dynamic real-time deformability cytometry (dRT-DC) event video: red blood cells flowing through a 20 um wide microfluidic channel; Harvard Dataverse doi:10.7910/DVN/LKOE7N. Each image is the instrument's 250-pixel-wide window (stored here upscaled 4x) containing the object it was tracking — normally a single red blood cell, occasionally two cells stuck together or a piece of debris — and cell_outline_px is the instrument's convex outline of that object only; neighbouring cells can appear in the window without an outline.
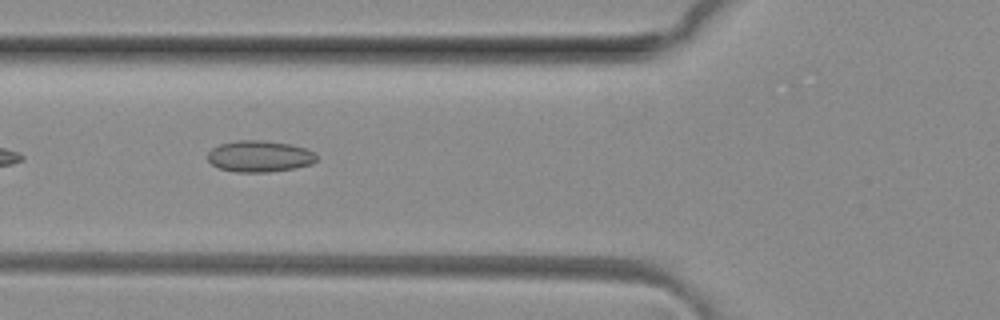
{"species": "common noctule bat (a hibernating species)", "species_latin": "Nyctalus noctula", "temperature_condition": "room temperature", "stored_images_in_passage": 8, "camera_frame_rate_fps": 3000, "um_per_image_px": 0.085, "animal": {"sex": "female", "body_mass_g": 29.2, "forearm_length_mm": 56.3}, "frame": {"image": 1, "passage_image": 6, "time_ms": 1.667, "image_size_px": [1000, 320], "cell_outline_px": [[316, 160], [312, 164], [296, 168], [268, 172], [236, 172], [220, 168], [212, 164], [208, 160], [208, 152], [212, 148], [220, 144], [236, 140], [260, 140], [288, 144], [304, 148], [316, 152]], "centroid_in_image_um": [22.06, 13.29], "position_along_channel_um": 103.7, "area_um2": 19.88}}
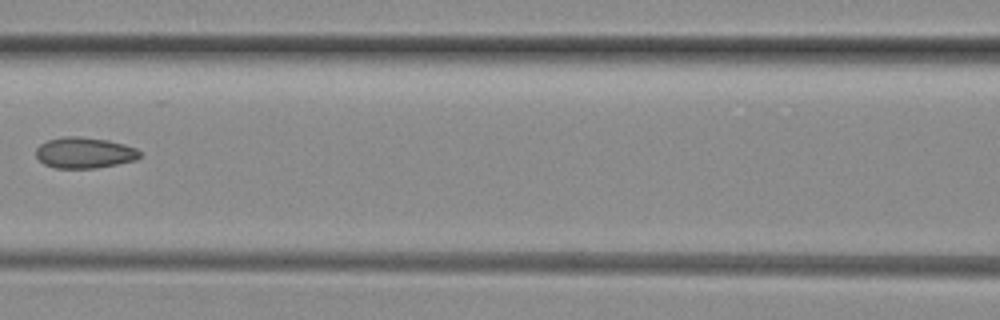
{"frame": {"image": 2, "passage_image": 7, "time_ms": 2.0, "image_size_px": [1000, 320], "cell_outline_px": [[140, 156], [136, 160], [96, 168], [56, 168], [44, 164], [36, 156], [36, 148], [40, 144], [48, 140], [64, 136], [76, 136], [108, 140], [124, 144], [136, 148], [140, 152]], "centroid_in_image_um": [7.17, 12.98], "position_along_channel_um": 159.4, "area_um2": 18.67}}
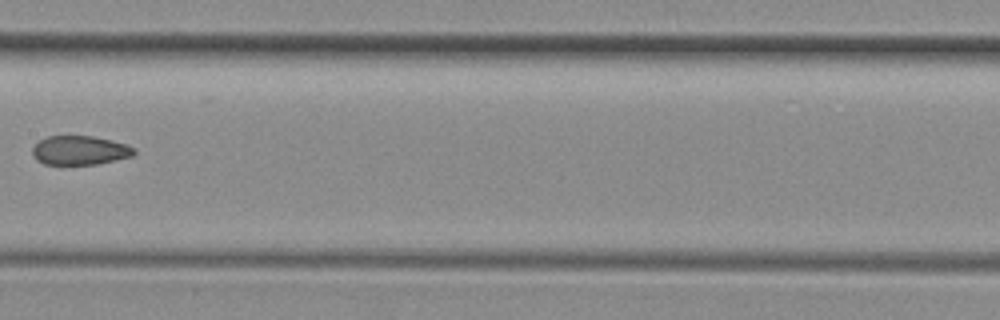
{"frame": {"image": 3, "passage_image": 8, "time_ms": 2.333, "image_size_px": [1000, 320], "cell_outline_px": [[136, 152], [132, 156], [116, 160], [96, 164], [44, 164], [36, 160], [32, 156], [32, 148], [40, 140], [48, 136], [92, 136], [112, 140], [136, 148]], "centroid_in_image_um": [6.78, 12.78], "position_along_channel_um": 200.6, "area_um2": 17.22}}